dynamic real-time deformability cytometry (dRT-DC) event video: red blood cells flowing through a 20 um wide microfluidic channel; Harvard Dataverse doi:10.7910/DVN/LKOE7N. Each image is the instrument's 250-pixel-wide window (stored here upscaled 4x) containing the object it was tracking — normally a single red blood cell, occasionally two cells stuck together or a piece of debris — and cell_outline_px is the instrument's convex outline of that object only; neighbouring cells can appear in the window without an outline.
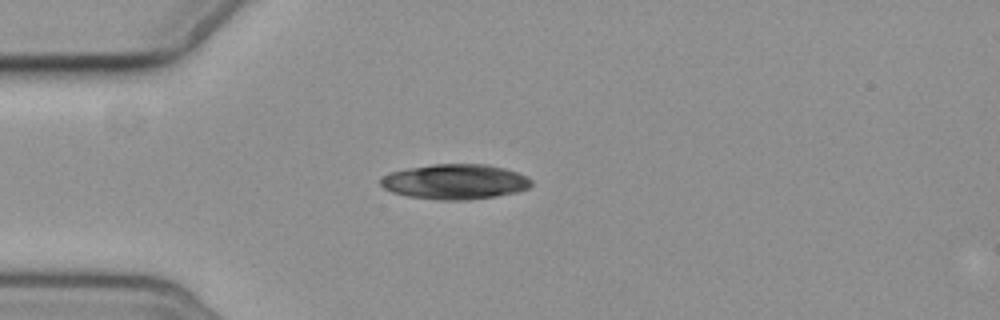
{"species": "common noctule bat (a hibernating species)", "species_latin": "Nyctalus noctula", "temperature_condition": "cold", "stored_images_in_passage": 1, "camera_frame_rate_fps": 3000, "um_per_image_px": 0.085, "animal": {"sex": "female", "body_mass_g": 19.3, "forearm_length_mm": 54.1}, "frame": {"image": 1, "passage_image": 1, "time_ms": 0.0, "image_size_px": [1000, 320], "cell_outline_px": [[532, 184], [528, 188], [516, 192], [496, 196], [468, 200], [440, 200], [408, 196], [392, 192], [384, 188], [380, 184], [380, 180], [388, 172], [408, 168], [432, 164], [488, 164], [504, 168], [516, 172], [532, 180]], "centroid_in_image_um": [38.66, 15.44], "position_along_channel_um": 46.3, "area_um2": 30.81}}